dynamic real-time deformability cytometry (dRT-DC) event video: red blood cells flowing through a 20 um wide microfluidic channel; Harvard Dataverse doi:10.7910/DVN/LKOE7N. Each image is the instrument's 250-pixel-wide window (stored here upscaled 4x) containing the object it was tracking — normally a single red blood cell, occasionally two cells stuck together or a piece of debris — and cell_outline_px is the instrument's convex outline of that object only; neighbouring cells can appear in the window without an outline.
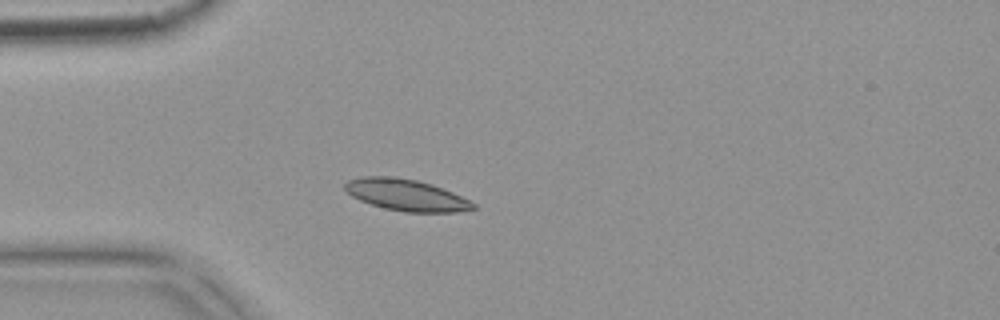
{"species": "common noctule bat (a hibernating species)", "species_latin": "Nyctalus noctula", "temperature_condition": "warm", "stored_images_in_passage": 3, "camera_frame_rate_fps": 3000, "um_per_image_px": 0.085, "animal": {"sex": "female", "body_mass_g": 18.4}, "frame": {"image": 1, "passage_image": 2, "time_ms": 0.333, "image_size_px": [1000, 320], "cell_outline_px": [[476, 208], [456, 212], [404, 212], [384, 208], [360, 200], [352, 196], [344, 188], [344, 184], [348, 180], [360, 176], [396, 176], [416, 180], [432, 184], [452, 192], [476, 204]], "centroid_in_image_um": [34.5, 16.56], "position_along_channel_um": 50.5, "area_um2": 23.52}}